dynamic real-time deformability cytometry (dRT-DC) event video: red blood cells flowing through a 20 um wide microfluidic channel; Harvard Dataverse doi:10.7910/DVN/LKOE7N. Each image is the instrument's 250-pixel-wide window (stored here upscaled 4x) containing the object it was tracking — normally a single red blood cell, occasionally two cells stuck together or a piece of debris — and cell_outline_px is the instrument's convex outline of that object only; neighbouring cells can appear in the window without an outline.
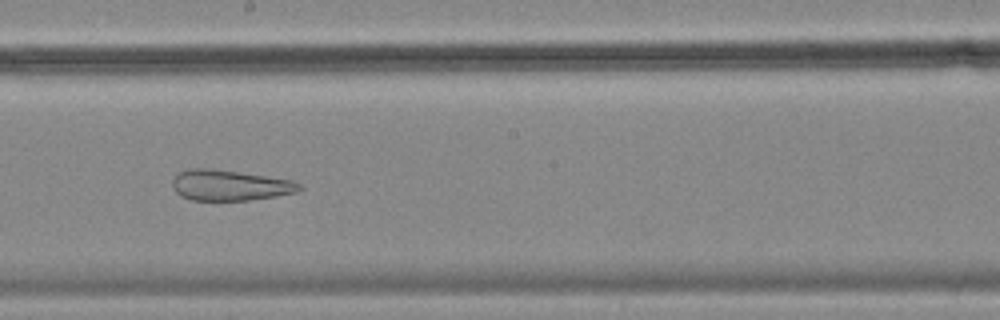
{"species": "common noctule bat (a hibernating species)", "species_latin": "Nyctalus noctula", "temperature_condition": "cold", "stored_images_in_passage": 44, "camera_frame_rate_fps": 3000, "um_per_image_px": 0.085, "animal": {"sex": "female", "body_mass_g": 18.4}, "frame": {"image": 1, "passage_image": 19, "time_ms": 6.0, "image_size_px": [1000, 320], "cell_outline_px": [[304, 188], [296, 192], [276, 196], [248, 200], [192, 200], [180, 196], [172, 188], [172, 180], [180, 172], [188, 168], [208, 168], [292, 180], [300, 184]], "centroid_in_image_um": [19.51, 15.75], "position_along_channel_um": 228.7, "area_um2": 22.48}}
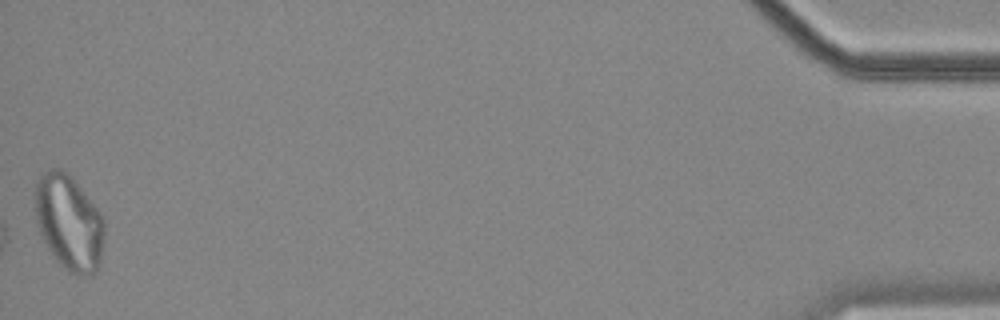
{"frame": {"image": 2, "passage_image": 44, "time_ms": 14.333, "image_size_px": [1000, 320], "cell_outline_px": [[104, 240], [100, 260], [96, 272], [92, 276], [80, 276], [68, 272], [56, 260], [48, 248], [40, 232], [36, 220], [36, 180], [40, 172], [52, 168], [60, 168], [72, 176], [104, 216]], "centroid_in_image_um": [5.88, 18.9], "position_along_channel_um": 429.3, "area_um2": 38.9}, "authors_computed_cell_mechanics": {"area_um2": 29.1312, "velocity_mm_per_s": 3.533, "shape_relaxation_time_tau1_ms": null, "shape_relaxation_time_tau2_ms": 1.3059, "deformation_change_tau1": null, "deformation_change_tau2": 0.0975}}